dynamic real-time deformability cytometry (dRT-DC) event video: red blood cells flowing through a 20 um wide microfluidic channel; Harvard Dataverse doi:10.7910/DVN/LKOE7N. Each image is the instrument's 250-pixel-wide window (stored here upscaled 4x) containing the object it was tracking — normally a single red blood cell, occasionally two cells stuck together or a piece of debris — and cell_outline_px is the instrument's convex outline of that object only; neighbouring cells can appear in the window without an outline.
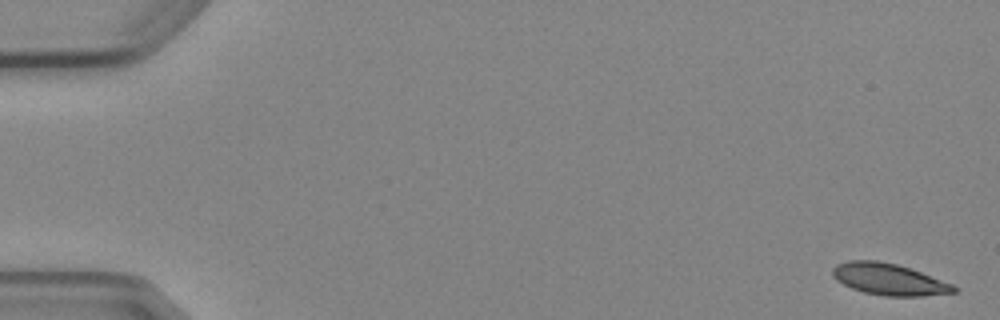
{"species": "Egyptian fruit bat (a non-hibernating species)", "species_latin": "Rousettus aegyptiacus", "temperature_condition": "cold", "stored_images_in_passage": 6, "camera_frame_rate_fps": 3000, "um_per_image_px": 0.085, "animal": {"sex": "female"}, "frame": {"image": 1, "passage_image": 1, "time_ms": 0.0, "image_size_px": [1000, 320], "cell_outline_px": [[960, 288], [956, 292], [920, 296], [884, 296], [864, 292], [852, 288], [836, 280], [832, 276], [832, 268], [836, 264], [848, 260], [876, 260], [896, 264], [920, 272], [952, 284]], "centroid_in_image_um": [75.53, 23.74], "position_along_channel_um": 9.5, "area_um2": 22.2}}